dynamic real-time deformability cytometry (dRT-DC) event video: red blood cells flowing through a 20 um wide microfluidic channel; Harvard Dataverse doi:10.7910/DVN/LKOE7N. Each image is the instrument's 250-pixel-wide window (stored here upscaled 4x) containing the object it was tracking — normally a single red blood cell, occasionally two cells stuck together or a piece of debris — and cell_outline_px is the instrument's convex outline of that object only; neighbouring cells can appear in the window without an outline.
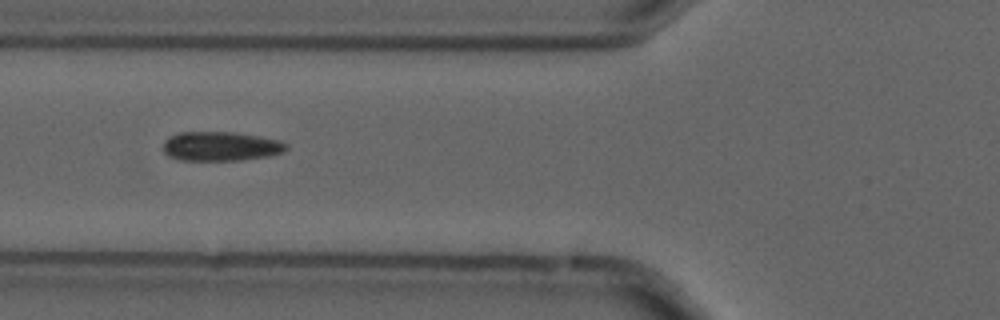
{"species": "common noctule bat (a hibernating species)", "species_latin": "Nyctalus noctula", "temperature_condition": "cold", "stored_images_in_passage": 4, "camera_frame_rate_fps": 3000, "um_per_image_px": 0.085, "animal": {"sex": "male", "forearm_length_mm": 52.5}, "frame": {"image": 1, "passage_image": 4, "time_ms": 1.0, "image_size_px": [1000, 320], "cell_outline_px": [[288, 148], [284, 152], [268, 156], [240, 160], [180, 160], [168, 156], [164, 152], [164, 140], [168, 136], [180, 132], [232, 132], [260, 136], [280, 140], [288, 144]], "centroid_in_image_um": [18.77, 12.43], "position_along_channel_um": 107.0, "area_um2": 21.15}}